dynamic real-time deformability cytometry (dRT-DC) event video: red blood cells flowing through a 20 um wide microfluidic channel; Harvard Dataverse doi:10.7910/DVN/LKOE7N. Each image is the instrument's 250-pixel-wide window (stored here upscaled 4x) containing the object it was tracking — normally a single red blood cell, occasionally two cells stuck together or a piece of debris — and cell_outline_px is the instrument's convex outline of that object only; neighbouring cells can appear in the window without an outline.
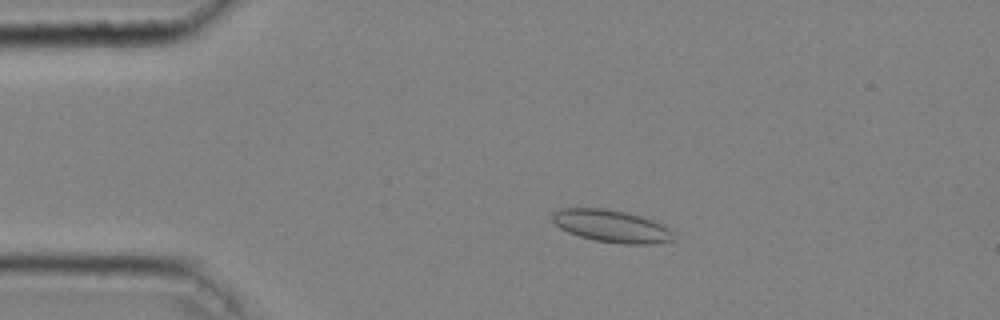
{"species": "common noctule bat (a hibernating species)", "species_latin": "Nyctalus noctula", "temperature_condition": "cold", "stored_images_in_passage": 47, "camera_frame_rate_fps": 3000, "um_per_image_px": 0.085, "animal": {"sex": "male", "body_mass_g": 20.4}, "frame": {"image": 1, "passage_image": 10, "time_ms": 3.0, "image_size_px": [1000, 320], "cell_outline_px": [[672, 240], [652, 244], [620, 244], [596, 240], [580, 236], [568, 232], [560, 228], [552, 220], [552, 212], [560, 208], [608, 208], [640, 216], [652, 220], [668, 228], [672, 232]], "centroid_in_image_um": [51.93, 19.21], "position_along_channel_um": 33.1, "area_um2": 22.66}}
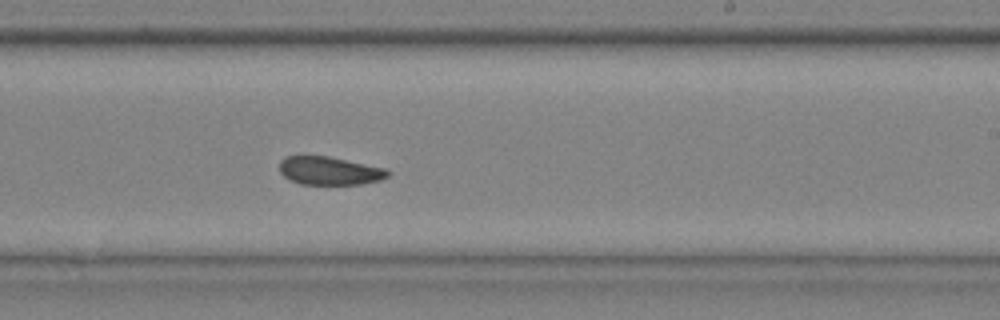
{"frame": {"image": 2, "passage_image": 30, "time_ms": 9.667, "image_size_px": [1000, 320], "cell_outline_px": [[392, 172], [388, 176], [380, 180], [360, 184], [300, 184], [288, 180], [280, 172], [280, 160], [284, 156], [328, 156], [388, 168]], "centroid_in_image_um": [28.03, 14.51], "position_along_channel_um": 261.0, "area_um2": 18.03}}
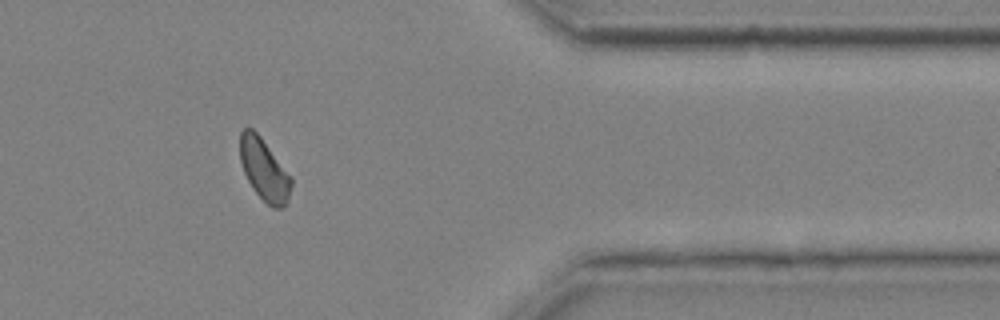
{"frame": {"image": 3, "passage_image": 41, "time_ms": 13.333, "image_size_px": [1000, 320], "cell_outline_px": [[292, 184], [288, 200], [284, 208], [272, 208], [252, 188], [244, 172], [240, 160], [240, 132], [244, 128], [252, 128], [260, 136], [292, 176]], "centroid_in_image_um": [22.47, 14.43], "position_along_channel_um": 388.9, "area_um2": 18.44}, "authors_computed_cell_mechanics": {"area_um2": 19.0162, "velocity_mm_per_s": 4.0269, "shape_relaxation_time_tau1_ms": null, "shape_relaxation_time_tau2_ms": 2.0801, "deformation_change_tau1": null, "deformation_change_tau2": 0.0727}}